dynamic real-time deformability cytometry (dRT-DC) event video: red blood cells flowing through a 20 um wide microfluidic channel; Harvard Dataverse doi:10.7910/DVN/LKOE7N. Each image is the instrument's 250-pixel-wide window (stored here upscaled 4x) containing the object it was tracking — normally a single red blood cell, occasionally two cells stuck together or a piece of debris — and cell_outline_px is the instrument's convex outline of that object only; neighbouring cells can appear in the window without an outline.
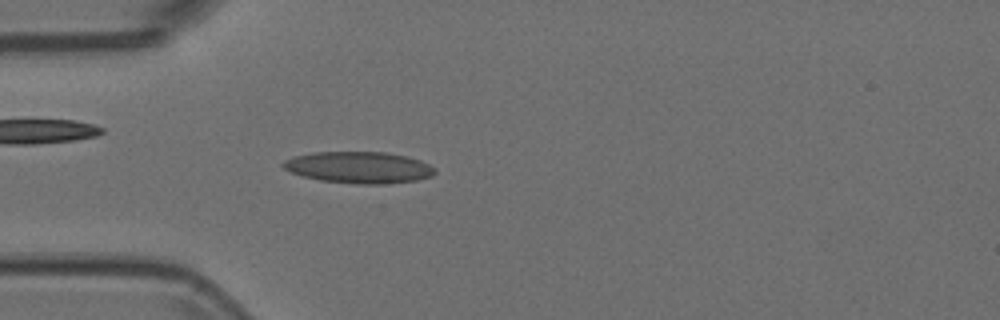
{"species": "Egyptian fruit bat (a non-hibernating species)", "species_latin": "Rousettus aegyptiacus", "temperature_condition": "room temperature", "stored_images_in_passage": 27, "camera_frame_rate_fps": 3000, "um_per_image_px": 0.085, "animal": {"sex": "female"}, "frame": {"image": 1, "passage_image": 15, "time_ms": 4.667, "image_size_px": [1000, 320], "cell_outline_px": [[436, 172], [432, 176], [416, 180], [384, 184], [356, 184], [320, 180], [304, 176], [292, 172], [284, 168], [280, 164], [284, 160], [292, 156], [312, 152], [384, 152], [404, 156], [420, 160], [436, 168]], "centroid_in_image_um": [30.49, 14.23], "position_along_channel_um": 54.5, "area_um2": 27.92}}
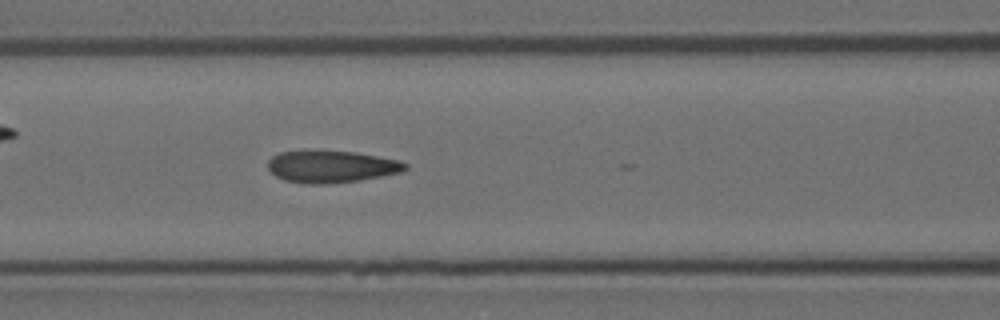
{"frame": {"image": 2, "passage_image": 22, "time_ms": 7.0, "image_size_px": [1000, 320], "cell_outline_px": [[408, 168], [400, 172], [360, 180], [324, 184], [308, 184], [284, 180], [276, 176], [268, 168], [268, 160], [272, 156], [280, 152], [356, 152], [396, 160], [408, 164]], "centroid_in_image_um": [28.15, 14.18], "position_along_channel_um": 138.4, "area_um2": 25.03}}
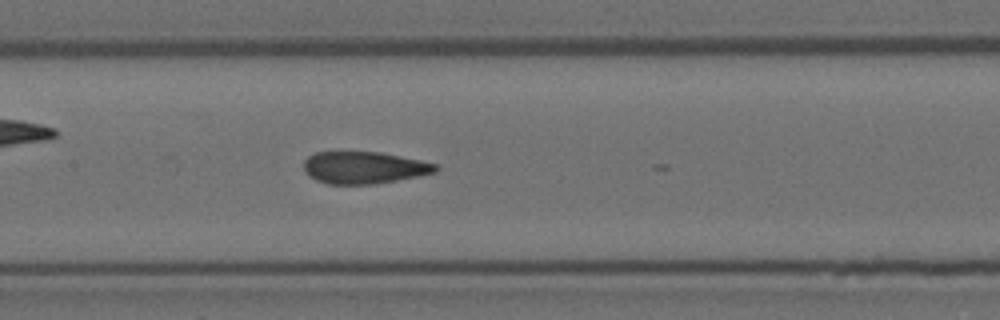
{"frame": {"image": 3, "passage_image": 25, "time_ms": 8.0, "image_size_px": [1000, 320], "cell_outline_px": [[440, 168], [436, 172], [420, 176], [376, 184], [328, 184], [316, 180], [308, 176], [304, 172], [304, 160], [308, 156], [316, 152], [380, 152], [420, 160], [436, 164]], "centroid_in_image_um": [30.94, 14.25], "position_along_channel_um": 176.5, "area_um2": 24.8}}